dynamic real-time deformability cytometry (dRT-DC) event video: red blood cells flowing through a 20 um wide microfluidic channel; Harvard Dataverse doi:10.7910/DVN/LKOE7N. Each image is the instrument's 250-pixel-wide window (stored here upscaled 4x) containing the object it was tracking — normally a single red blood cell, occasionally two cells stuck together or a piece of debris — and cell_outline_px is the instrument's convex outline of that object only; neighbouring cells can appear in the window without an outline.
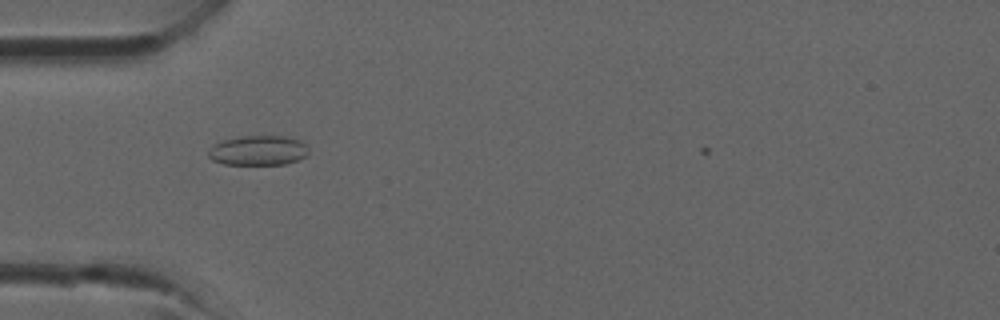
{"species": "common noctule bat (a hibernating species)", "species_latin": "Nyctalus noctula", "temperature_condition": "room temperature", "stored_images_in_passage": 29, "camera_frame_rate_fps": 3000, "um_per_image_px": 0.085, "animal": {"sex": "male", "forearm_length_mm": 52.5}, "frame": {"image": 1, "passage_image": 3, "time_ms": 0.667, "image_size_px": [1000, 320], "cell_outline_px": [[308, 152], [304, 156], [296, 160], [284, 164], [224, 164], [212, 160], [208, 156], [208, 152], [216, 144], [224, 140], [240, 136], [284, 136], [300, 140], [308, 148]], "centroid_in_image_um": [21.95, 12.78], "position_along_channel_um": 63.1, "area_um2": 17.11}}
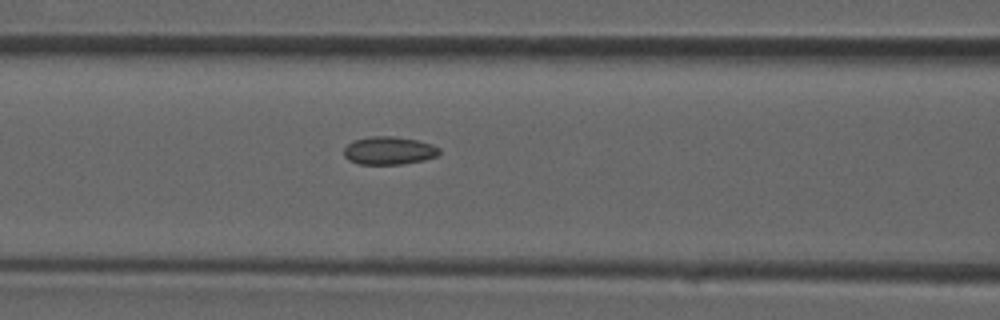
{"frame": {"image": 2, "passage_image": 7, "time_ms": 2.0, "image_size_px": [1000, 320], "cell_outline_px": [[440, 152], [436, 156], [424, 160], [400, 164], [360, 164], [348, 160], [344, 156], [344, 148], [352, 140], [372, 136], [392, 136], [416, 140], [432, 144], [440, 148]], "centroid_in_image_um": [33.04, 12.8], "position_along_channel_um": 133.6, "area_um2": 15.55}}
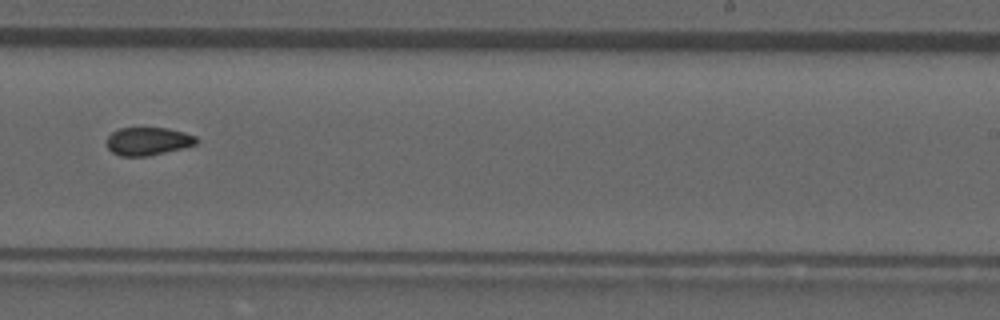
{"frame": {"image": 3, "passage_image": 15, "time_ms": 4.667, "image_size_px": [1000, 320], "cell_outline_px": [[200, 140], [196, 144], [148, 156], [120, 156], [112, 152], [108, 148], [108, 136], [112, 132], [120, 128], [168, 128], [184, 132], [196, 136]], "centroid_in_image_um": [12.59, 12.0], "position_along_channel_um": 276.4, "area_um2": 14.51}}